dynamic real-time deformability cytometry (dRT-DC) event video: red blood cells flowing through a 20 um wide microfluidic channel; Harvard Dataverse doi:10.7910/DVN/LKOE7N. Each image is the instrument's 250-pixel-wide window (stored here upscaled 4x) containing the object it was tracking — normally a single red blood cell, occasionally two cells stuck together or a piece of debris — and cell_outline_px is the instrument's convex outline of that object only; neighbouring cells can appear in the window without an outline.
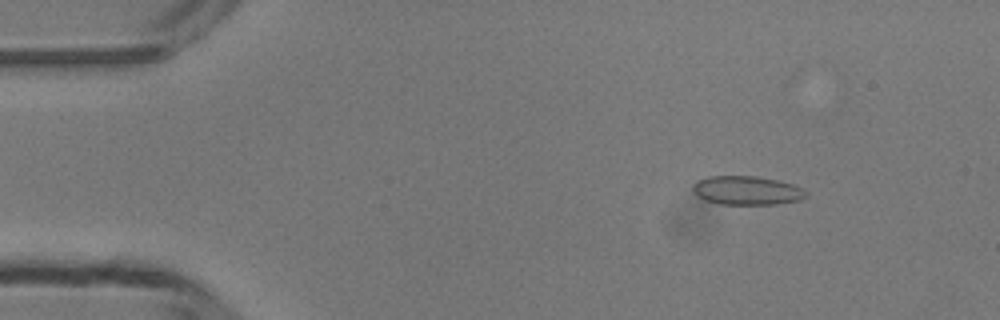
{"species": "common noctule bat (a hibernating species)", "species_latin": "Nyctalus noctula", "temperature_condition": "room temperature", "stored_images_in_passage": 48, "camera_frame_rate_fps": 3000, "um_per_image_px": 0.085, "animal": {"sex": "male", "body_mass_g": 13.3}, "frame": {"image": 1, "passage_image": 6, "time_ms": 1.667, "image_size_px": [1000, 320], "cell_outline_px": [[808, 196], [800, 200], [776, 204], [720, 204], [704, 200], [696, 196], [692, 192], [692, 184], [696, 180], [708, 176], [756, 176], [780, 180], [804, 188], [808, 192]], "centroid_in_image_um": [63.47, 16.18], "position_along_channel_um": 21.5, "area_um2": 19.42}}
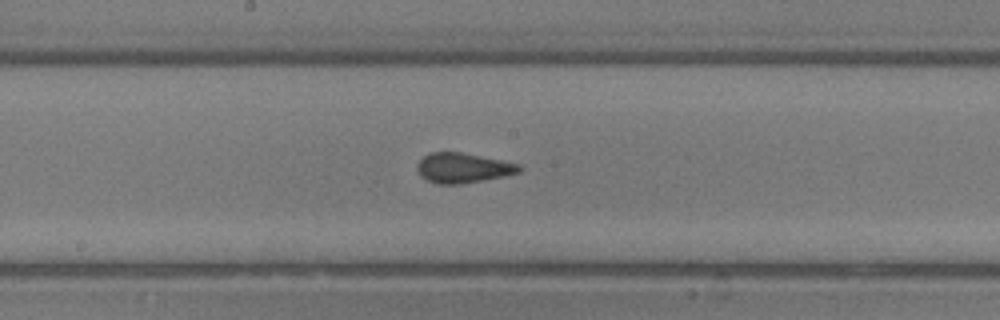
{"frame": {"image": 2, "passage_image": 25, "time_ms": 8.0, "image_size_px": [1000, 320], "cell_outline_px": [[524, 168], [520, 172], [504, 176], [460, 184], [440, 184], [428, 180], [420, 176], [416, 172], [416, 164], [424, 156], [432, 152], [460, 152], [520, 164]], "centroid_in_image_um": [39.34, 14.27], "position_along_channel_um": 208.9, "area_um2": 17.74}}
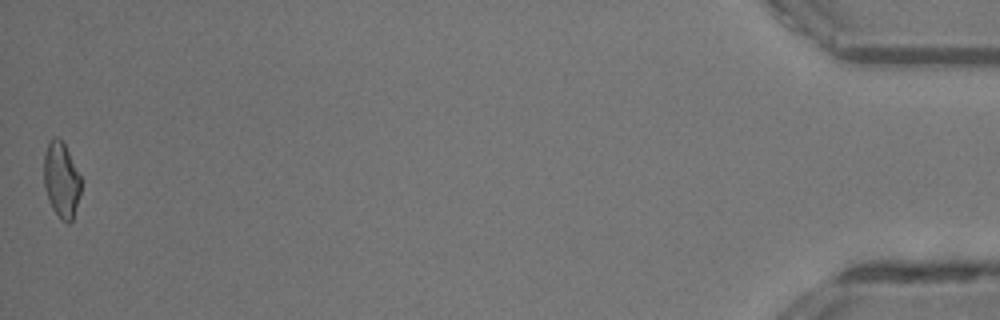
{"frame": {"image": 3, "passage_image": 48, "time_ms": 15.667, "image_size_px": [1000, 320], "cell_outline_px": [[80, 192], [72, 220], [68, 224], [60, 220], [52, 208], [48, 200], [44, 188], [44, 156], [48, 144], [52, 136], [56, 136], [64, 144], [80, 176]], "centroid_in_image_um": [5.19, 15.32], "position_along_channel_um": 430.0, "area_um2": 16.13}, "authors_computed_cell_mechanics": {"area_um2": 17.8024, "velocity_mm_per_s": 4.2195, "shape_relaxation_time_tau1_ms": null, "shape_relaxation_time_tau2_ms": 0.5542, "deformation_change_tau1": null, "deformation_change_tau2": 0.0386}}